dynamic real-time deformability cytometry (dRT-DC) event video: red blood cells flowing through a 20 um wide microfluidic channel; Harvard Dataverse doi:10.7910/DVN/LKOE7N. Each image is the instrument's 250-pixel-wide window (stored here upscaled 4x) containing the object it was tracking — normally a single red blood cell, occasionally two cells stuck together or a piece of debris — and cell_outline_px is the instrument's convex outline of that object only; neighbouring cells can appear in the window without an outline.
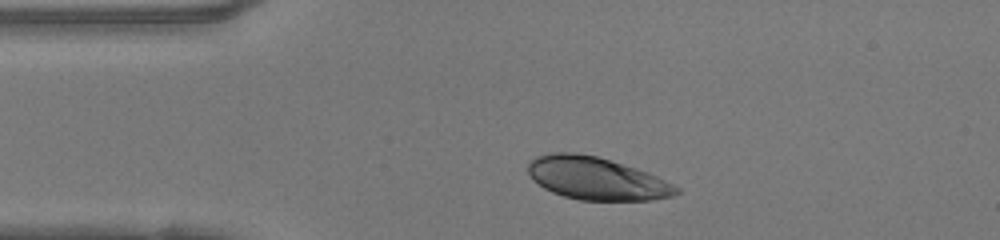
{"species": "human", "species_latin": "Homo sapiens", "temperature_condition": "warm", "stored_images_in_passage": 30, "camera_frame_rate_fps": 3000, "um_per_image_px": 0.085, "donor": {"sex": "female"}, "frame": {"image": 1, "passage_image": 1, "time_ms": 0.0, "image_size_px": [1000, 240], "cell_outline_px": [[680, 192], [672, 196], [652, 200], [580, 200], [564, 196], [552, 192], [544, 188], [528, 172], [528, 160], [536, 156], [552, 152], [576, 152], [596, 156], [636, 168], [648, 172], [680, 188]], "centroid_in_image_um": [50.69, 15.16], "position_along_channel_um": 34.3, "area_um2": 36.65}}
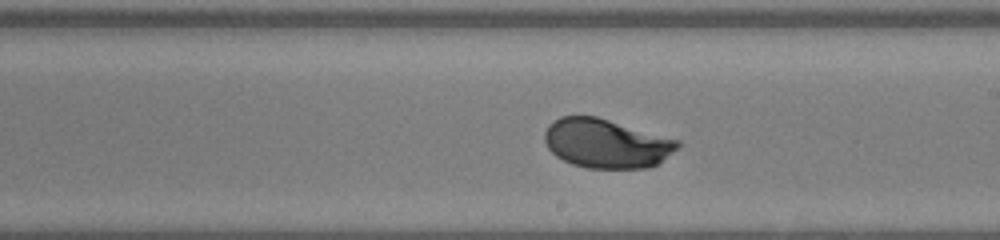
{"frame": {"image": 2, "passage_image": 18, "time_ms": 5.667, "image_size_px": [1000, 240], "cell_outline_px": [[680, 148], [656, 164], [648, 168], [588, 168], [572, 164], [556, 156], [548, 148], [544, 140], [544, 132], [548, 124], [552, 120], [560, 116], [596, 116], [680, 140]], "centroid_in_image_um": [51.53, 12.18], "position_along_channel_um": 237.5, "area_um2": 38.21}}
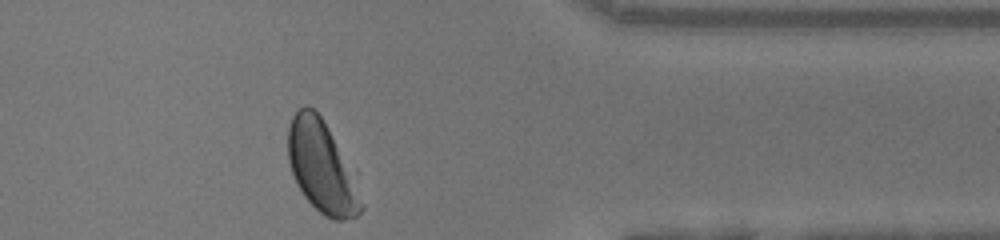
{"frame": {"image": 3, "passage_image": 30, "time_ms": 9.667, "image_size_px": [1000, 240], "cell_outline_px": [[364, 208], [356, 216], [344, 220], [332, 220], [324, 216], [304, 196], [296, 184], [288, 160], [288, 128], [292, 116], [304, 104], [308, 104], [324, 120], [328, 128], [364, 204]], "centroid_in_image_um": [27.28, 14.21], "position_along_channel_um": 384.1, "area_um2": 37.74}, "authors_computed_cell_mechanics": {"area_um2": 38.2347, "velocity_mm_per_s": 4.1495, "shape_relaxation_time_tau1_ms": 2.4447, "shape_relaxation_time_tau2_ms": null, "deformation_change_tau1": 0.142, "deformation_change_tau2": null}}